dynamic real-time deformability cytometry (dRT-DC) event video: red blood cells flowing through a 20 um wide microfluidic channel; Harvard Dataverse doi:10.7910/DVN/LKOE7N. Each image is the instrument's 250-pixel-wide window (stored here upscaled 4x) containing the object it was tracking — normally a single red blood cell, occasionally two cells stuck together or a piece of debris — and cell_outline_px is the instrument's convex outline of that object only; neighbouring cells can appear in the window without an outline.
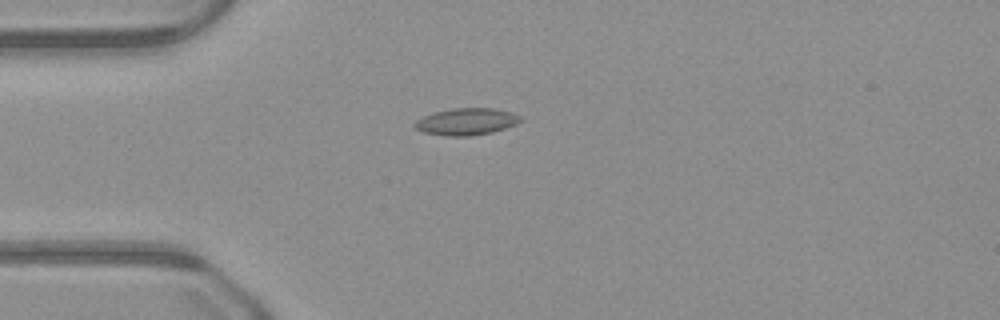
{"species": "common noctule bat (a hibernating species)", "species_latin": "Nyctalus noctula", "temperature_condition": "warm", "stored_images_in_passage": 50, "camera_frame_rate_fps": 3000, "um_per_image_px": 0.085, "animal": {"sex": "male", "body_mass_g": 23.1, "forearm_length_mm": 52.7}, "frame": {"image": 1, "passage_image": 13, "time_ms": 4.0, "image_size_px": [1000, 320], "cell_outline_px": [[520, 120], [516, 124], [492, 132], [468, 136], [448, 136], [424, 132], [416, 128], [412, 124], [416, 120], [432, 112], [452, 108], [492, 108], [512, 112], [520, 116]], "centroid_in_image_um": [39.61, 10.33], "position_along_channel_um": 45.4, "area_um2": 16.47}}
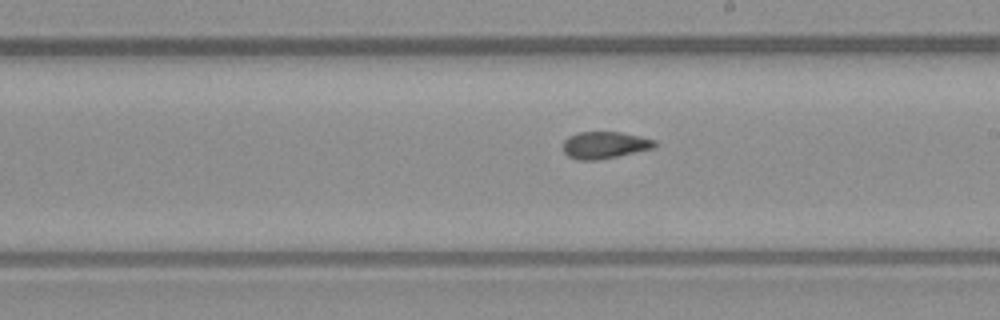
{"frame": {"image": 2, "passage_image": 28, "time_ms": 9.0, "image_size_px": [1000, 320], "cell_outline_px": [[656, 148], [600, 160], [576, 160], [568, 156], [564, 152], [564, 140], [568, 136], [576, 132], [620, 132], [640, 136], [656, 140]], "centroid_in_image_um": [51.41, 12.33], "position_along_channel_um": 237.6, "area_um2": 14.62}}
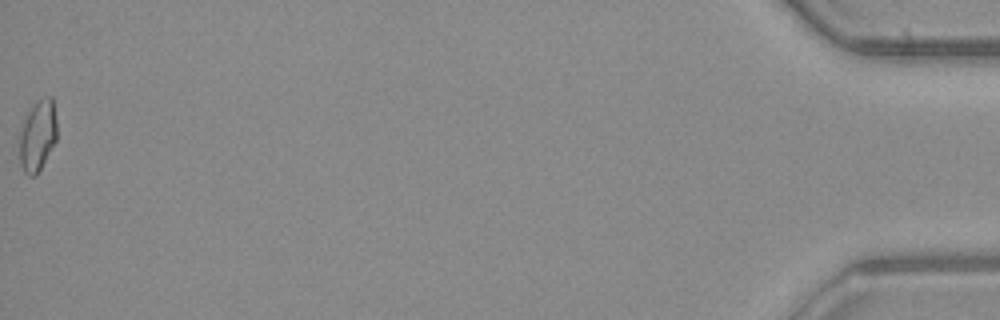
{"frame": {"image": 3, "passage_image": 50, "time_ms": 16.333, "image_size_px": [1000, 320], "cell_outline_px": [[56, 140], [36, 176], [28, 176], [24, 172], [20, 164], [16, 140], [24, 120], [28, 112], [44, 96], [52, 96], [56, 116]], "centroid_in_image_um": [3.15, 11.57], "position_along_channel_um": 432.0, "area_um2": 15.78}}